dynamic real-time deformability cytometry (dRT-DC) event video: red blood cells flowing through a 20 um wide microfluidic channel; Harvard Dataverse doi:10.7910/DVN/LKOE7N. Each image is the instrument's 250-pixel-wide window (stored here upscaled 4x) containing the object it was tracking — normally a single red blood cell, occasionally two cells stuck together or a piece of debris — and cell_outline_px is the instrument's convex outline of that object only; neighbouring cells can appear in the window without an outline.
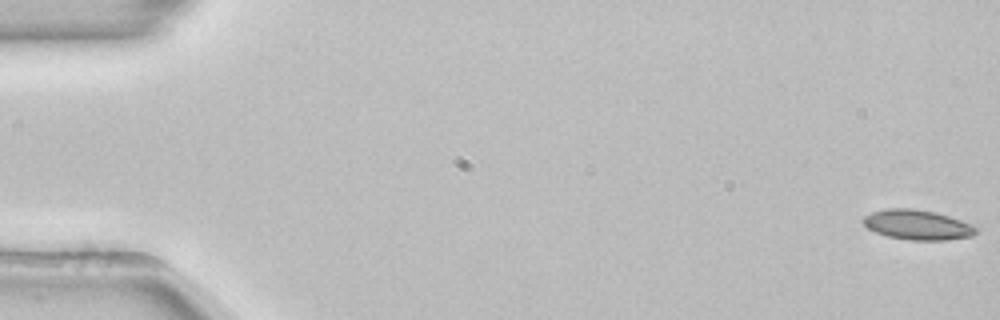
{"species": "common noctule bat (a hibernating species)", "species_latin": "Nyctalus noctula", "temperature_condition": "room temperature", "stored_images_in_passage": 54, "camera_frame_rate_fps": 3000, "um_per_image_px": 0.085, "animal": {"sex": "female", "body_mass_g": 22.7, "forearm_length_mm": 54.2}, "frame": {"image": 1, "passage_image": 1, "time_ms": 0.0, "image_size_px": [1000, 320], "cell_outline_px": [[976, 232], [972, 236], [944, 240], [912, 240], [888, 236], [876, 232], [868, 228], [860, 220], [864, 216], [872, 212], [888, 208], [912, 208], [936, 212], [960, 220], [976, 228]], "centroid_in_image_um": [77.93, 19.1], "position_along_channel_um": 7.1, "area_um2": 19.42}}
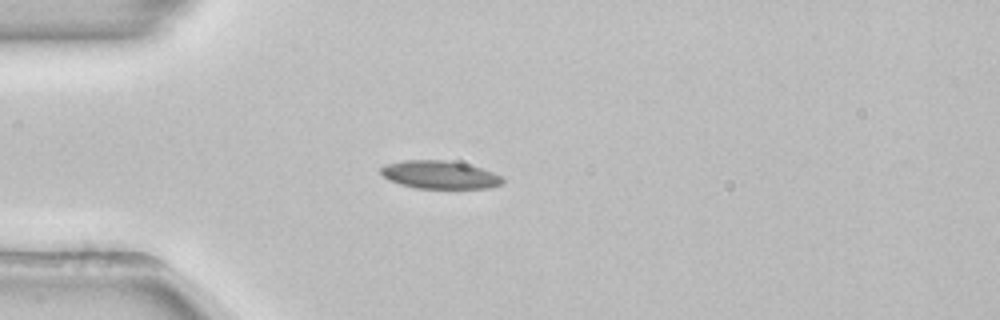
{"frame": {"image": 2, "passage_image": 15, "time_ms": 4.667, "image_size_px": [1000, 320], "cell_outline_px": [[504, 184], [488, 188], [416, 188], [400, 184], [388, 180], [380, 172], [380, 168], [388, 164], [404, 160], [444, 160], [464, 164], [480, 168], [492, 172], [500, 176], [504, 180]], "centroid_in_image_um": [37.37, 14.86], "position_along_channel_um": 47.6, "area_um2": 19.65}}
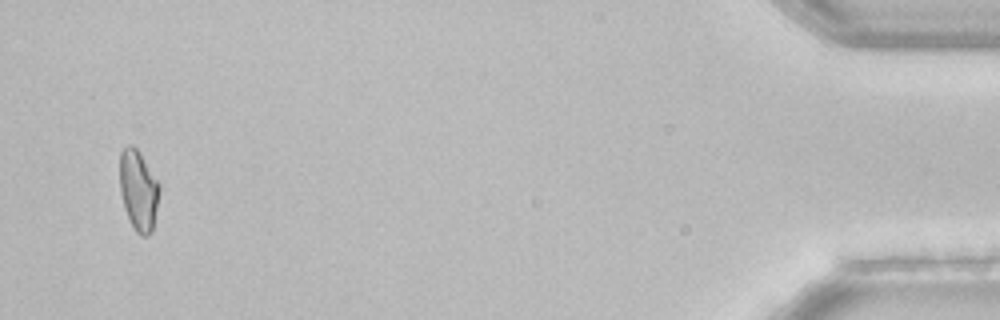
{"frame": {"image": 3, "passage_image": 52, "time_ms": 17.0, "image_size_px": [1000, 320], "cell_outline_px": [[160, 192], [152, 232], [148, 236], [140, 236], [136, 232], [124, 208], [120, 192], [120, 152], [128, 144], [132, 144], [140, 152], [160, 184]], "centroid_in_image_um": [11.78, 16.17], "position_along_channel_um": 423.4, "area_um2": 18.73}}